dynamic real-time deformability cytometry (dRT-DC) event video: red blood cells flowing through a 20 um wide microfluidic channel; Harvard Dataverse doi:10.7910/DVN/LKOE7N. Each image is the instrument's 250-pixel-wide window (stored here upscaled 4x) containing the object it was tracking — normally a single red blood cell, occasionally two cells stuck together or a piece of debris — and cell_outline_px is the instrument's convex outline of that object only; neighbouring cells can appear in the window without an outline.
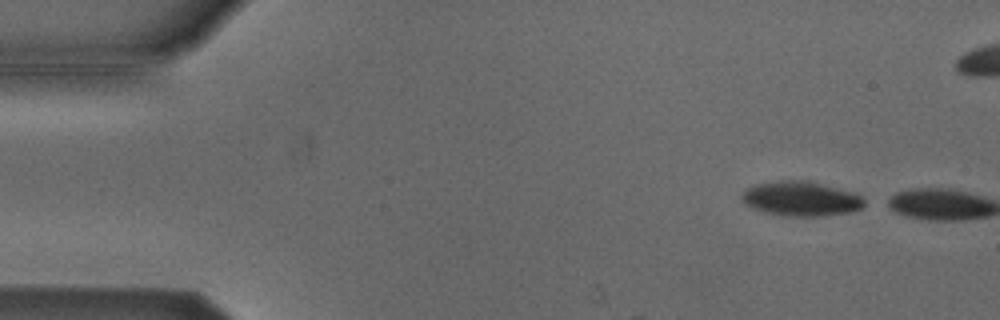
{"species": "Egyptian fruit bat (a non-hibernating species)", "species_latin": "Rousettus aegyptiacus", "temperature_condition": "cold", "stored_images_in_passage": 7, "camera_frame_rate_fps": 3000, "um_per_image_px": 0.085, "animal": {"sex": "male"}, "frame": {"image": 1, "passage_image": 2, "time_ms": 0.333, "image_size_px": [1000, 320], "cell_outline_px": [[864, 204], [860, 208], [848, 212], [824, 216], [792, 216], [768, 212], [752, 208], [744, 204], [740, 200], [744, 192], [748, 188], [756, 184], [788, 180], [800, 180], [820, 184], [852, 192], [860, 196], [864, 200]], "centroid_in_image_um": [68.06, 16.9], "position_along_channel_um": 16.9, "area_um2": 24.04}}